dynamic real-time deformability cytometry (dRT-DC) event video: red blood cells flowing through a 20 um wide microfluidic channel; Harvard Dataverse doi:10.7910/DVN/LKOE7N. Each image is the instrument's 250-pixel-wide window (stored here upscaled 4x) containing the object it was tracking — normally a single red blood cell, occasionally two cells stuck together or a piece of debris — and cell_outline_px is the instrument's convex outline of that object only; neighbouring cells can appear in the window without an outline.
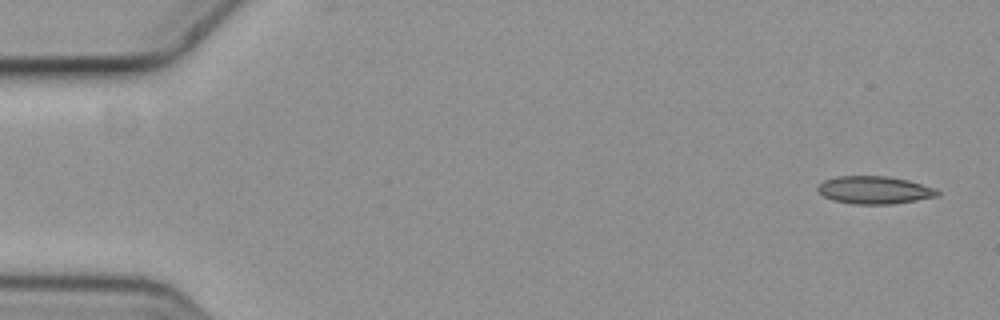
{"species": "common noctule bat (a hibernating species)", "species_latin": "Nyctalus noctula", "temperature_condition": "cold", "stored_images_in_passage": 4, "camera_frame_rate_fps": 3000, "um_per_image_px": 0.085, "animal": {"sex": "female", "body_mass_g": 19.3, "forearm_length_mm": 54.1}, "frame": {"image": 1, "passage_image": 1, "time_ms": 0.0, "image_size_px": [1000, 320], "cell_outline_px": [[940, 196], [892, 204], [852, 204], [832, 200], [824, 196], [816, 188], [824, 180], [836, 176], [884, 176], [908, 180], [936, 188], [940, 192]], "centroid_in_image_um": [74.34, 16.15], "position_along_channel_um": 10.7, "area_um2": 19.36}}